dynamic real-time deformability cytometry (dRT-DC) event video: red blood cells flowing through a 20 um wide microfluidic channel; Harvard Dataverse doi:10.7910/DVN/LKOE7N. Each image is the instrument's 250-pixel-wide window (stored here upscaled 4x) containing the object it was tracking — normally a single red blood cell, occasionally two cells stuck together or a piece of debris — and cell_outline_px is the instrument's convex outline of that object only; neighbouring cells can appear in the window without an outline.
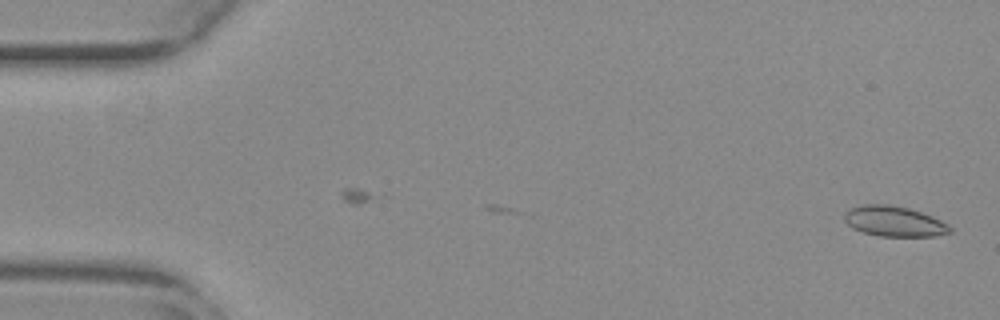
{"species": "common noctule bat (a hibernating species)", "species_latin": "Nyctalus noctula", "temperature_condition": "warm", "stored_images_in_passage": 53, "camera_frame_rate_fps": 3000, "um_per_image_px": 0.085, "animal": {"sex": "female", "body_mass_g": 29.2, "forearm_length_mm": 56.3}, "frame": {"image": 1, "passage_image": 1, "time_ms": 0.0, "image_size_px": [1000, 320], "cell_outline_px": [[952, 232], [936, 236], [880, 236], [864, 232], [852, 228], [844, 220], [844, 212], [848, 208], [864, 204], [888, 204], [908, 208], [932, 216], [948, 224], [952, 228]], "centroid_in_image_um": [75.99, 18.81], "position_along_channel_um": 9.0, "area_um2": 18.73}}
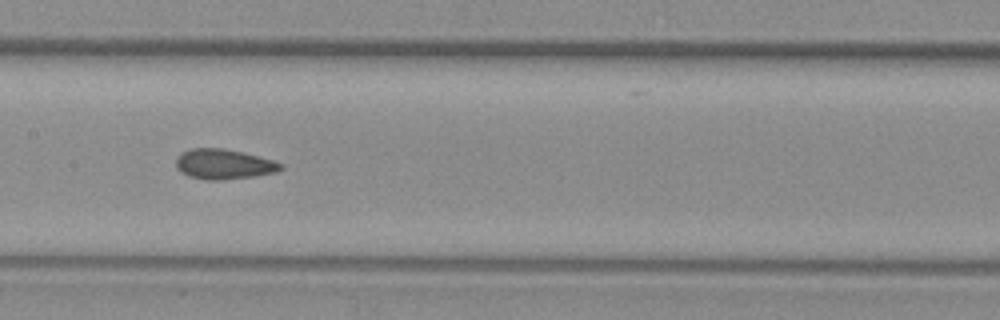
{"frame": {"image": 2, "passage_image": 26, "time_ms": 8.333, "image_size_px": [1000, 320], "cell_outline_px": [[284, 168], [276, 172], [252, 176], [220, 180], [204, 180], [188, 176], [180, 172], [176, 168], [176, 156], [192, 148], [220, 148], [240, 152], [272, 160], [284, 164]], "centroid_in_image_um": [18.98, 13.96], "position_along_channel_um": 188.4, "area_um2": 18.21}}
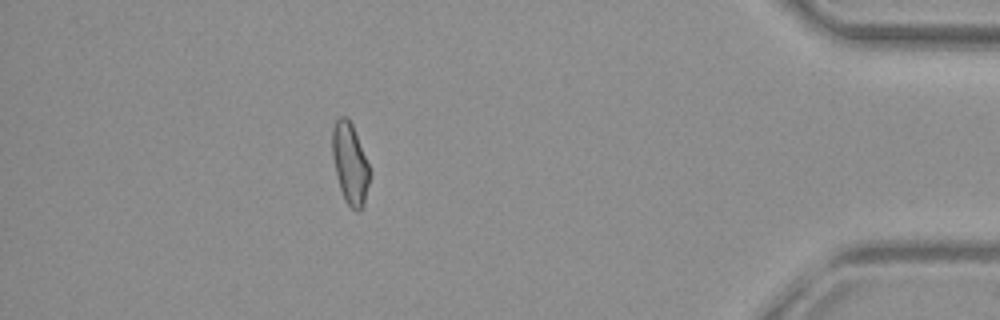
{"frame": {"image": 3, "passage_image": 47, "time_ms": 15.333, "image_size_px": [1000, 320], "cell_outline_px": [[372, 172], [364, 204], [356, 212], [344, 200], [340, 188], [332, 156], [332, 128], [336, 120], [340, 116], [344, 116], [352, 124]], "centroid_in_image_um": [29.77, 13.91], "position_along_channel_um": 405.4, "area_um2": 17.63}, "authors_computed_cell_mechanics": {"area_um2": 18.207, "velocity_mm_per_s": 3.8486, "shape_relaxation_time_tau1_ms": null, "shape_relaxation_time_tau2_ms": 1.5665, "deformation_change_tau1": null, "deformation_change_tau2": 0.0911}}